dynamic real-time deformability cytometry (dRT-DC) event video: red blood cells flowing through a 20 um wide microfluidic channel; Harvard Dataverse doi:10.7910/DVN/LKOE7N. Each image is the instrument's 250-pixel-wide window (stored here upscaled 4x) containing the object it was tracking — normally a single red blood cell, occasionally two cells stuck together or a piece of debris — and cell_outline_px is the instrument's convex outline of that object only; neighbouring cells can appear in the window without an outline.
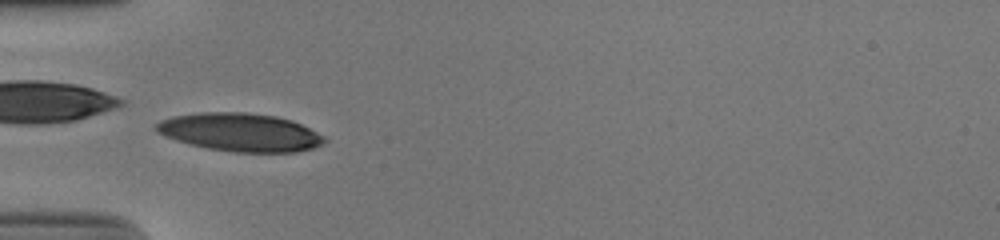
{"species": "human", "species_latin": "Homo sapiens", "temperature_condition": "cold", "stored_images_in_passage": 45, "camera_frame_rate_fps": 3000, "um_per_image_px": 0.085, "donor": {"sex": "male"}, "frame": {"image": 1, "passage_image": 11, "time_ms": 3.333, "image_size_px": [1000, 240], "cell_outline_px": [[328, 140], [324, 144], [312, 148], [296, 152], [236, 152], [208, 148], [188, 144], [164, 136], [156, 132], [152, 128], [160, 120], [172, 116], [200, 112], [244, 112], [276, 116], [292, 120], [324, 136]], "centroid_in_image_um": [20.38, 11.24], "position_along_channel_um": 64.6, "area_um2": 37.57}}
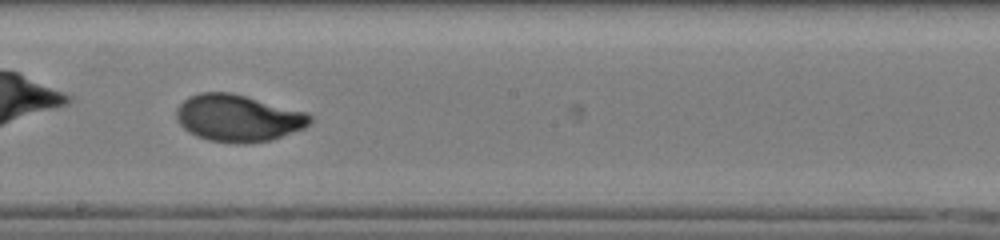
{"frame": {"image": 2, "passage_image": 24, "time_ms": 7.667, "image_size_px": [1000, 240], "cell_outline_px": [[312, 120], [304, 128], [272, 140], [244, 144], [236, 144], [208, 140], [196, 136], [188, 132], [176, 120], [176, 108], [188, 96], [200, 92], [232, 92], [308, 112], [312, 116]], "centroid_in_image_um": [20.23, 10.03], "position_along_channel_um": 228.0, "area_um2": 36.99}}
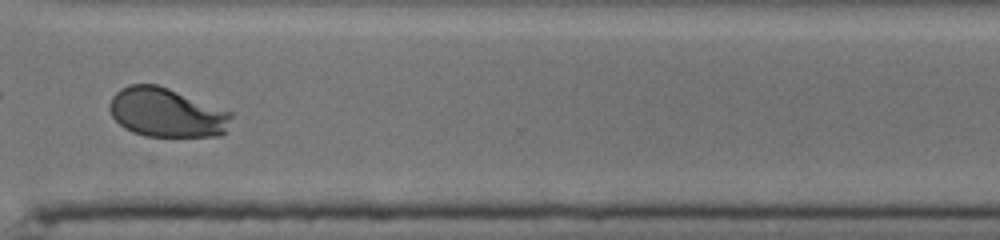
{"frame": {"image": 3, "passage_image": 34, "time_ms": 11.0, "image_size_px": [1000, 240], "cell_outline_px": [[232, 116], [224, 132], [220, 136], [144, 136], [132, 132], [124, 128], [112, 116], [108, 108], [108, 104], [112, 96], [120, 88], [128, 84], [156, 84], [168, 88], [232, 112]], "centroid_in_image_um": [14.11, 9.57], "position_along_channel_um": 356.5, "area_um2": 34.8}, "authors_computed_cell_mechanics": {"area_um2": 35.547, "velocity_mm_per_s": 3.8423, "shape_relaxation_time_tau1_ms": 3.1582, "shape_relaxation_time_tau2_ms": null, "deformation_change_tau1": 0.1813, "deformation_change_tau2": null}}